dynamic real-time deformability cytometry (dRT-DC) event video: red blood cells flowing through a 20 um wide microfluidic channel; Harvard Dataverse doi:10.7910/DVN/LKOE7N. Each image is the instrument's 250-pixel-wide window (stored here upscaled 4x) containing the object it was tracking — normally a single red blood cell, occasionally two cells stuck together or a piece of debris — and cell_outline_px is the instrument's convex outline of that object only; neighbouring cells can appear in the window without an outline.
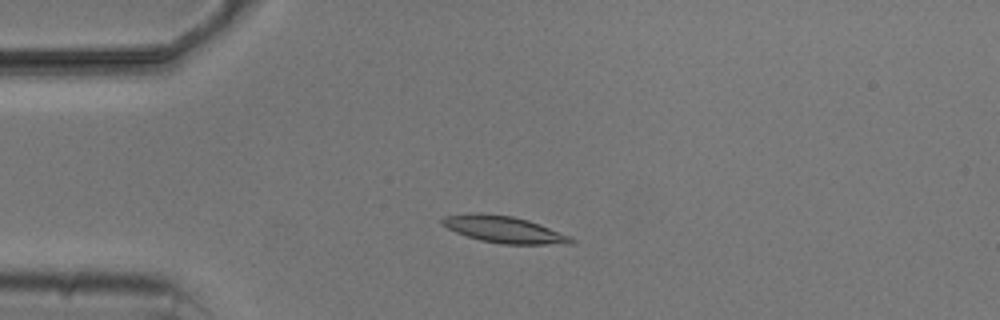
{"species": "common noctule bat (a hibernating species)", "species_latin": "Nyctalus noctula", "temperature_condition": "cold", "stored_images_in_passage": 3, "camera_frame_rate_fps": 3000, "um_per_image_px": 0.085, "animal": {"sex": "male", "body_mass_g": 20.5, "forearm_length_mm": 52.5}, "frame": {"image": 1, "passage_image": 2, "time_ms": 1.333, "image_size_px": [1000, 320], "cell_outline_px": [[576, 240], [572, 244], [500, 244], [480, 240], [456, 232], [440, 224], [440, 220], [444, 216], [468, 212], [480, 212], [512, 216], [528, 220], [572, 236]], "centroid_in_image_um": [42.83, 19.49], "position_along_channel_um": 42.2, "area_um2": 20.35}}